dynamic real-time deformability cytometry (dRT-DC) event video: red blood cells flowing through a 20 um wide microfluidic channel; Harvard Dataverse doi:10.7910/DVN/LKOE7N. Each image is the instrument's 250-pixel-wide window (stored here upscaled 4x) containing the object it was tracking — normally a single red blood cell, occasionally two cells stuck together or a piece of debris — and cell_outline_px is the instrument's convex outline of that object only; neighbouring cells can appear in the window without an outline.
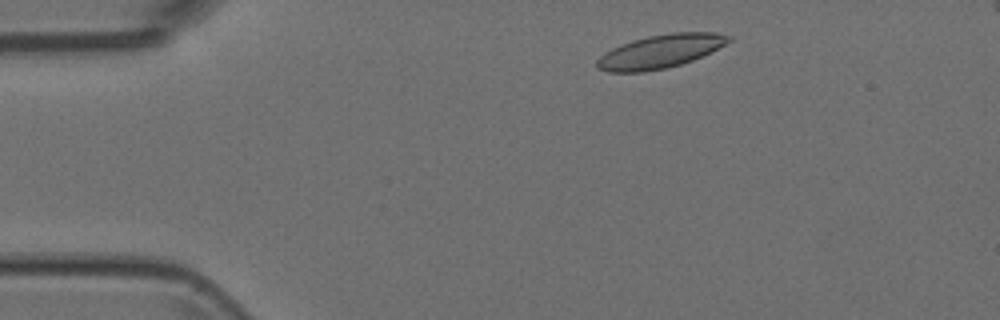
{"species": "Egyptian fruit bat (a non-hibernating species)", "species_latin": "Rousettus aegyptiacus", "temperature_condition": "room temperature", "stored_images_in_passage": 4, "camera_frame_rate_fps": 3000, "um_per_image_px": 0.085, "animal": {"sex": "female"}, "frame": {"image": 1, "passage_image": 1, "time_ms": 0.0, "image_size_px": [1000, 320], "cell_outline_px": [[732, 40], [692, 60], [668, 68], [644, 72], [608, 72], [596, 68], [596, 60], [604, 52], [612, 48], [632, 40], [648, 36], [668, 32], [716, 32], [732, 36]], "centroid_in_image_um": [56.08, 4.37], "position_along_channel_um": 28.9, "area_um2": 25.66}}
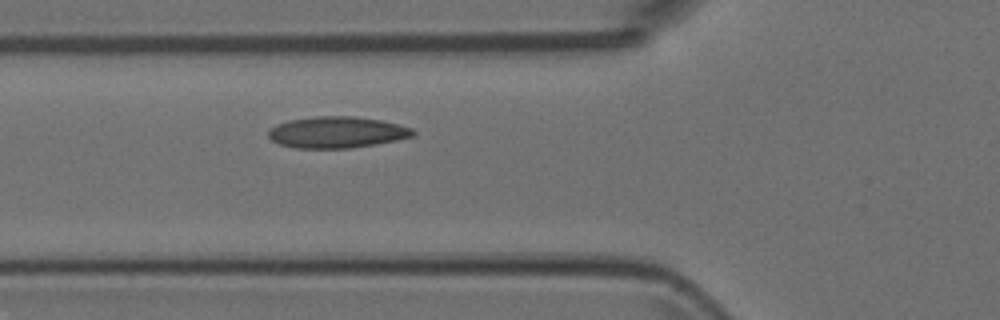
{"frame": {"image": 2, "passage_image": 4, "time_ms": 1.0, "image_size_px": [1000, 320], "cell_outline_px": [[416, 132], [412, 136], [396, 140], [376, 144], [352, 148], [296, 148], [280, 144], [272, 140], [268, 136], [268, 132], [276, 124], [288, 120], [316, 116], [352, 116], [380, 120], [412, 128]], "centroid_in_image_um": [28.62, 11.24], "position_along_channel_um": 97.2, "area_um2": 26.3}}